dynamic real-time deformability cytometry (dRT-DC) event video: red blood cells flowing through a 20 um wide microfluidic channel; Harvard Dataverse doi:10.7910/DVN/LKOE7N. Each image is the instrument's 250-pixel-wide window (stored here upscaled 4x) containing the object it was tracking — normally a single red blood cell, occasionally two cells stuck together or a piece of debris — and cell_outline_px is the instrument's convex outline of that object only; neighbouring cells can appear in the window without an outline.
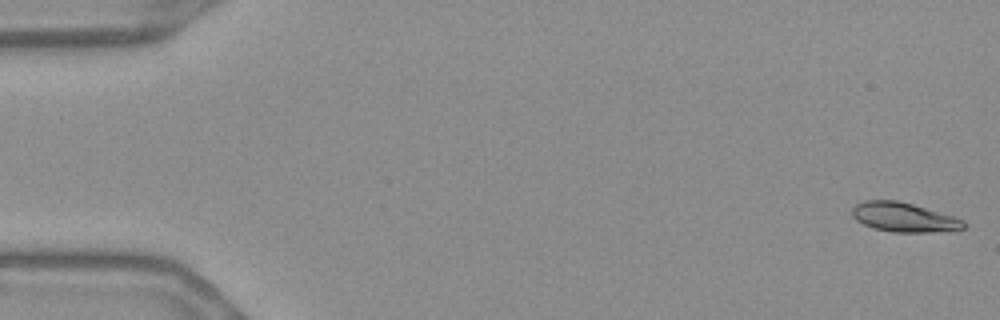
{"species": "Egyptian fruit bat (a non-hibernating species)", "species_latin": "Rousettus aegyptiacus", "temperature_condition": "warm", "stored_images_in_passage": 55, "camera_frame_rate_fps": 3000, "um_per_image_px": 0.085, "frame": {"image": 1, "passage_image": 1, "time_ms": 0.0, "image_size_px": [1000, 320], "cell_outline_px": [[964, 228], [960, 232], [892, 232], [876, 228], [864, 224], [856, 220], [852, 216], [852, 208], [856, 204], [864, 200], [896, 200], [912, 204], [952, 216], [964, 220]], "centroid_in_image_um": [76.86, 18.48], "position_along_channel_um": 8.1, "area_um2": 19.13}}
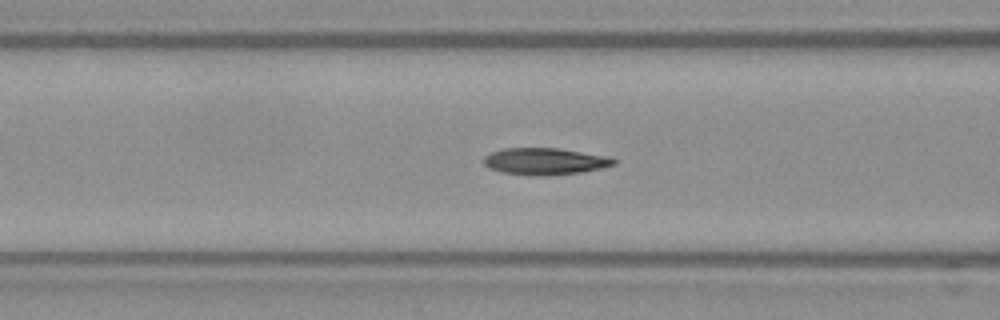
{"frame": {"image": 2, "passage_image": 22, "time_ms": 7.0, "image_size_px": [1000, 320], "cell_outline_px": [[616, 164], [600, 168], [580, 172], [532, 176], [500, 172], [488, 168], [484, 164], [484, 156], [492, 152], [504, 148], [560, 148], [612, 156], [616, 160]], "centroid_in_image_um": [46.33, 13.7], "position_along_channel_um": 120.3, "area_um2": 20.4}}
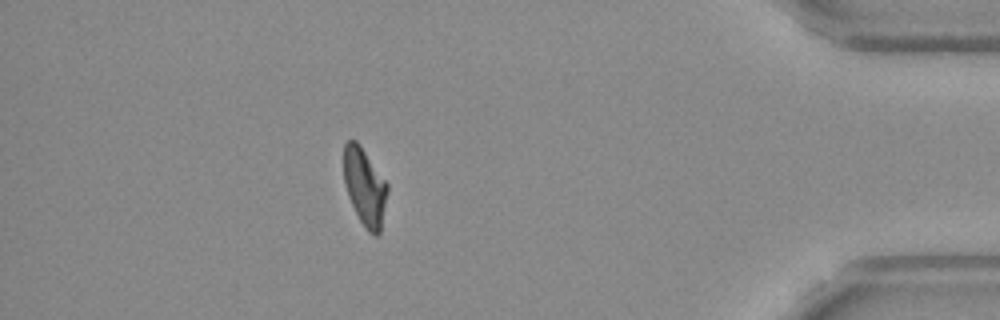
{"frame": {"image": 3, "passage_image": 49, "time_ms": 16.0, "image_size_px": [1000, 320], "cell_outline_px": [[388, 192], [380, 232], [376, 236], [372, 236], [364, 228], [348, 196], [344, 184], [344, 144], [348, 140], [356, 140], [360, 144], [388, 184]], "centroid_in_image_um": [31.01, 15.89], "position_along_channel_um": 404.2, "area_um2": 19.77}, "authors_computed_cell_mechanics": {"area_um2": 19.8832, "velocity_mm_per_s": 3.6766, "shape_relaxation_time_tau1_ms": 7.9361, "shape_relaxation_time_tau2_ms": 2.42, "deformation_change_tau1": 0.242, "deformation_change_tau2": 0.0762}}